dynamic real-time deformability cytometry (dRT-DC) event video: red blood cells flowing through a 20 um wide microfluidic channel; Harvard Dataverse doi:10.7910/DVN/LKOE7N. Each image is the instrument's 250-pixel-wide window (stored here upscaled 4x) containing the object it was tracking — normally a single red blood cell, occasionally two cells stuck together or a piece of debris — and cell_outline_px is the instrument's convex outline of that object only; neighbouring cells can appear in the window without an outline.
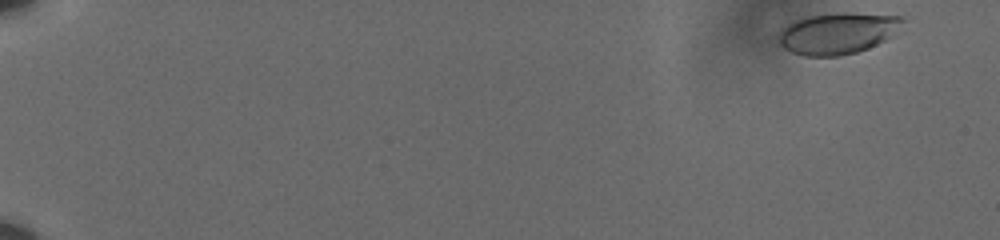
{"species": "human", "species_latin": "Homo sapiens", "temperature_condition": "cold", "stored_images_in_passage": 59, "camera_frame_rate_fps": 3000, "um_per_image_px": 0.085, "donor": {"sex": "male"}, "frame": {"image": 1, "passage_image": 2, "time_ms": 0.333, "image_size_px": [1000, 240], "cell_outline_px": [[904, 20], [892, 36], [868, 48], [856, 52], [840, 56], [804, 56], [792, 52], [784, 48], [776, 40], [780, 32], [788, 24], [796, 20], [812, 16], [840, 12], [848, 12], [900, 16]], "centroid_in_image_um": [71.18, 2.83], "position_along_channel_um": 13.8, "area_um2": 29.65}}
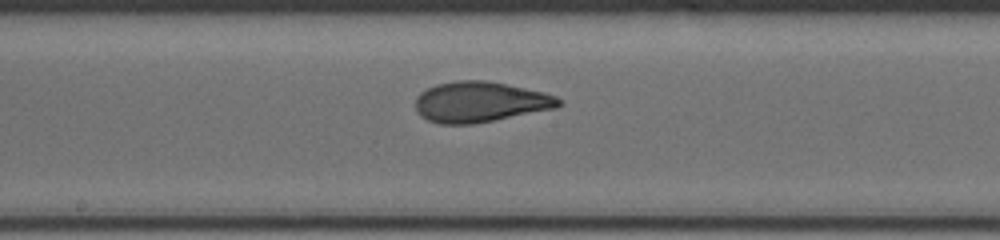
{"frame": {"image": 2, "passage_image": 34, "time_ms": 11.0, "image_size_px": [1000, 240], "cell_outline_px": [[564, 104], [556, 108], [472, 124], [440, 124], [428, 120], [420, 116], [416, 112], [416, 96], [420, 92], [436, 84], [456, 80], [484, 80], [544, 92], [556, 96], [564, 100]], "centroid_in_image_um": [40.81, 8.66], "position_along_channel_um": 207.4, "area_um2": 33.87}}
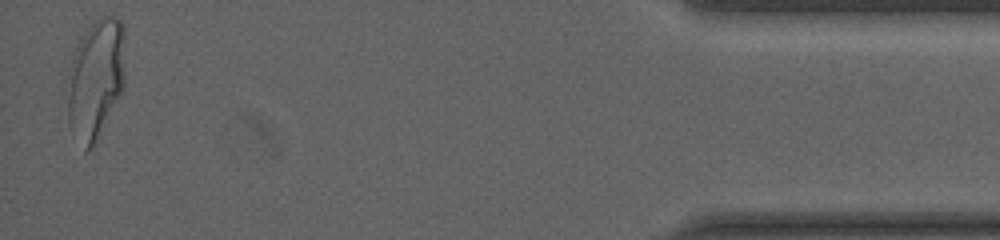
{"frame": {"image": 3, "passage_image": 58, "time_ms": 19.0, "image_size_px": [1000, 240], "cell_outline_px": [[124, 88], [96, 144], [84, 152], [68, 124], [68, 96], [72, 60], [76, 48], [84, 32], [100, 16], [112, 16], [120, 20], [124, 24]], "centroid_in_image_um": [8.17, 6.75], "position_along_channel_um": 427.0, "area_um2": 40.29}, "authors_computed_cell_mechanics": {"area_um2": 33.1194, "velocity_mm_per_s": 3.6049, "shape_relaxation_time_tau1_ms": 8.3852, "shape_relaxation_time_tau2_ms": 0.8072, "deformation_change_tau1": 0.2434, "deformation_change_tau2": 0.0712}}